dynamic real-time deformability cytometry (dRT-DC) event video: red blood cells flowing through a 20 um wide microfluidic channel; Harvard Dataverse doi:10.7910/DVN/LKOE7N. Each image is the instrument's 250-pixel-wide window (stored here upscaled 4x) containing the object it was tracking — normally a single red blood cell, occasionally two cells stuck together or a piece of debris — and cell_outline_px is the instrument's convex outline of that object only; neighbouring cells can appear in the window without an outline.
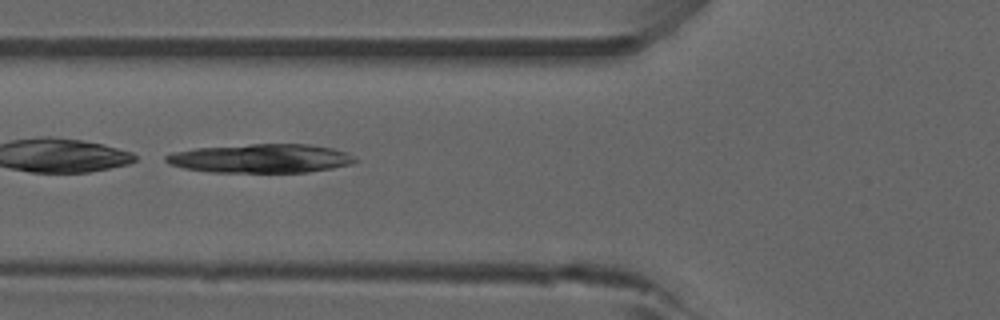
{"species": "common noctule bat (a hibernating species)", "species_latin": "Nyctalus noctula", "temperature_condition": "room temperature", "stored_images_in_passage": 32, "camera_frame_rate_fps": 3000, "um_per_image_px": 0.085, "animal": {"sex": "male", "forearm_length_mm": 52.5}, "frame": {"image": 1, "passage_image": 9, "time_ms": 2.667, "image_size_px": [1000, 320], "cell_outline_px": [[356, 160], [352, 164], [332, 168], [308, 172], [208, 172], [184, 168], [168, 164], [164, 160], [164, 156], [172, 152], [196, 148], [252, 144], [308, 144], [332, 148], [344, 152], [352, 156]], "centroid_in_image_um": [22.12, 13.47], "position_along_channel_um": 103.7, "area_um2": 31.73}}